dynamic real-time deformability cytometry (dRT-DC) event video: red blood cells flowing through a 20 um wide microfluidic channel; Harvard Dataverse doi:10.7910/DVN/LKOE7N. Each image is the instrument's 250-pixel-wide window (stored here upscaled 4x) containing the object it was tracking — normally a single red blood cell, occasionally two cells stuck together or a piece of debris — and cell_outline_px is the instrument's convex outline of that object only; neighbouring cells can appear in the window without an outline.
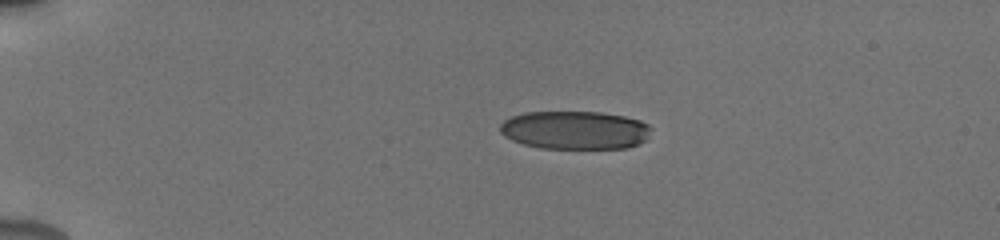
{"species": "human", "species_latin": "Homo sapiens", "temperature_condition": "cold", "stored_images_in_passage": 36, "camera_frame_rate_fps": 3000, "um_per_image_px": 0.085, "donor": {"sex": "male"}, "frame": {"image": 1, "passage_image": 1, "time_ms": 0.0, "image_size_px": [1000, 240], "cell_outline_px": [[652, 128], [644, 140], [640, 144], [628, 148], [540, 148], [524, 144], [512, 140], [504, 136], [500, 132], [500, 124], [504, 120], [512, 116], [524, 112], [600, 112], [624, 116], [640, 120], [648, 124]], "centroid_in_image_um": [48.87, 11.06], "position_along_channel_um": 36.1, "area_um2": 33.81}}
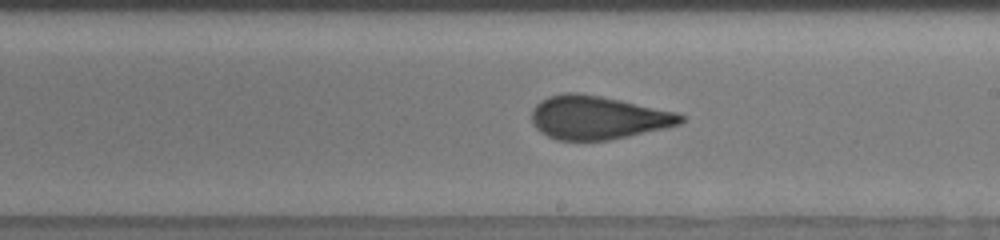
{"frame": {"image": 2, "passage_image": 16, "time_ms": 7.0, "image_size_px": [1000, 240], "cell_outline_px": [[684, 120], [680, 124], [664, 128], [628, 136], [608, 140], [556, 140], [540, 132], [536, 128], [532, 120], [532, 108], [540, 100], [548, 96], [564, 92], [576, 92], [600, 96], [620, 100], [676, 112], [684, 116]], "centroid_in_image_um": [50.77, 9.99], "position_along_channel_um": 238.2, "area_um2": 37.57}}
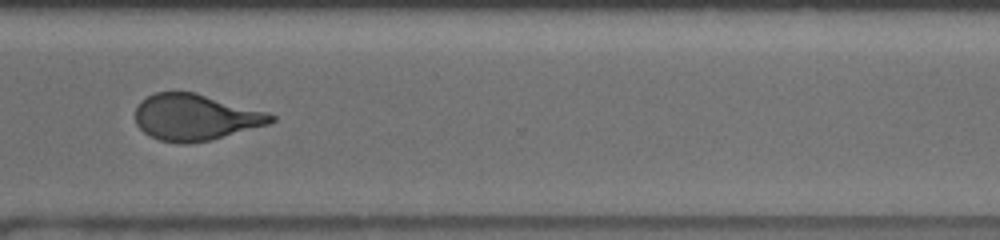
{"frame": {"image": 3, "passage_image": 23, "time_ms": 10.0, "image_size_px": [1000, 240], "cell_outline_px": [[276, 120], [268, 124], [212, 140], [184, 144], [180, 144], [160, 140], [148, 136], [136, 124], [136, 108], [140, 100], [156, 92], [196, 92], [268, 112], [276, 116]], "centroid_in_image_um": [16.61, 9.97], "position_along_channel_um": 354.0, "area_um2": 36.76}, "authors_computed_cell_mechanics": {"area_um2": 36.7608, "velocity_mm_per_s": 3.8556, "shape_relaxation_time_tau1_ms": 6.4981, "shape_relaxation_time_tau2_ms": 1.1667, "deformation_change_tau1": 0.2029, "deformation_change_tau2": 0.1}}